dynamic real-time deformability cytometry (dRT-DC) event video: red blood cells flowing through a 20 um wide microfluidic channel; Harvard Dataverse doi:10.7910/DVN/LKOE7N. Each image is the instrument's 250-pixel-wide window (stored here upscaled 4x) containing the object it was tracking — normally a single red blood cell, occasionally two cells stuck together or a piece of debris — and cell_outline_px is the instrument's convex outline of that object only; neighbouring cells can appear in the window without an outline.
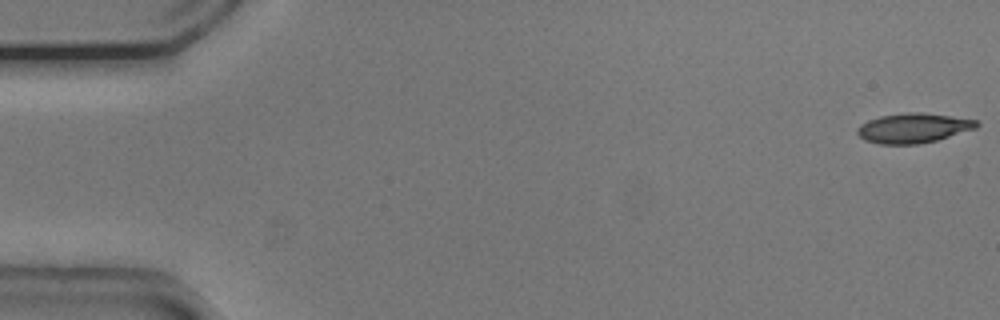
{"species": "common noctule bat (a hibernating species)", "species_latin": "Nyctalus noctula", "temperature_condition": "cold", "stored_images_in_passage": 54, "camera_frame_rate_fps": 3000, "um_per_image_px": 0.085, "animal": {"sex": "male", "body_mass_g": 20.5, "forearm_length_mm": 52.5}, "frame": {"image": 1, "passage_image": 1, "time_ms": 0.0, "image_size_px": [1000, 320], "cell_outline_px": [[980, 124], [976, 128], [936, 140], [916, 144], [880, 144], [864, 140], [856, 132], [856, 128], [860, 124], [868, 120], [880, 116], [908, 112], [920, 112], [980, 120]], "centroid_in_image_um": [77.62, 10.88], "position_along_channel_um": 7.4, "area_um2": 20.63}}
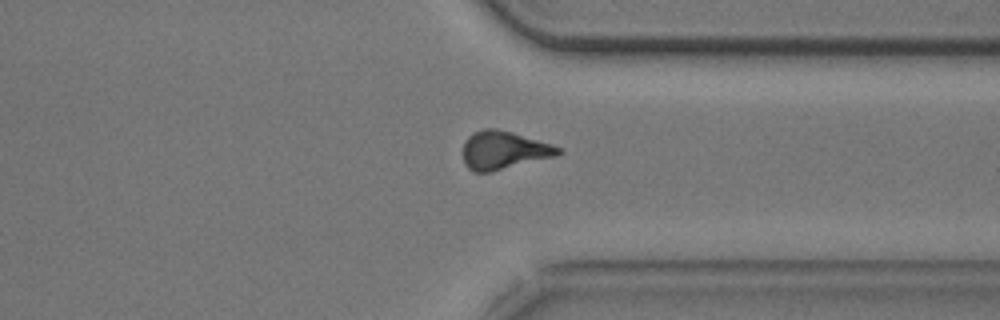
{"frame": {"image": 2, "passage_image": 41, "time_ms": 13.333, "image_size_px": [1000, 320], "cell_outline_px": [[564, 152], [556, 156], [492, 172], [472, 172], [464, 164], [464, 140], [468, 136], [484, 128], [496, 128], [512, 132], [552, 144], [564, 148]], "centroid_in_image_um": [42.85, 12.78], "position_along_channel_um": 368.6, "area_um2": 21.39}}
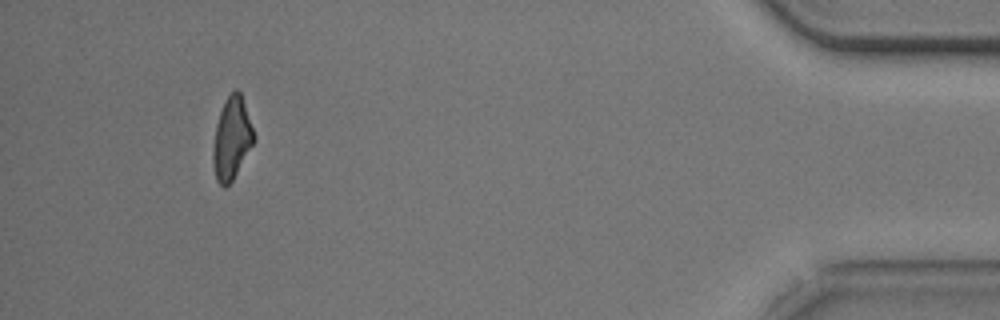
{"frame": {"image": 3, "passage_image": 50, "time_ms": 16.333, "image_size_px": [1000, 320], "cell_outline_px": [[256, 140], [232, 180], [224, 188], [216, 180], [212, 160], [212, 148], [216, 124], [224, 100], [236, 88], [240, 92], [256, 136]], "centroid_in_image_um": [19.7, 11.77], "position_along_channel_um": 415.5, "area_um2": 19.59}, "authors_computed_cell_mechanics": {"area_um2": 21.0103, "velocity_mm_per_s": 3.7553, "shape_relaxation_time_tau1_ms": 4.2012, "shape_relaxation_time_tau2_ms": 4.1917, "deformation_change_tau1": 0.144, "deformation_change_tau2": 0.1236}}